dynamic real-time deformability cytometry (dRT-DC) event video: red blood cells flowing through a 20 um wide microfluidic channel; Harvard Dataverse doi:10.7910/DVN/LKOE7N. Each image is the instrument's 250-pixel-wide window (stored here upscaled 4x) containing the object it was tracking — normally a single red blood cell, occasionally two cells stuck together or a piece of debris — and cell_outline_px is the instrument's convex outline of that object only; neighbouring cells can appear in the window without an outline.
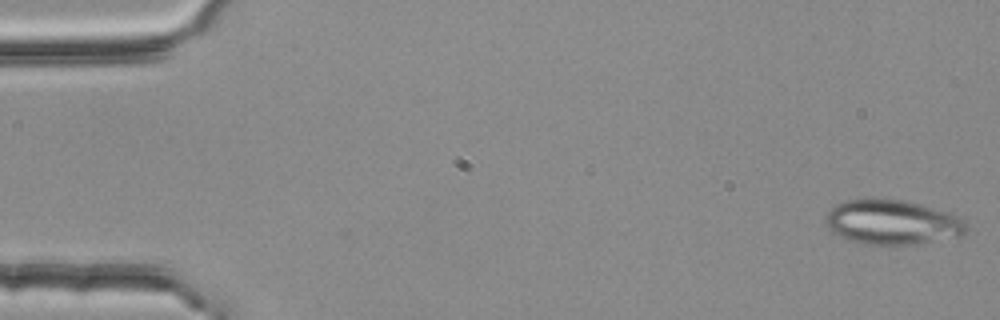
{"species": "common noctule bat (a hibernating species)", "species_latin": "Nyctalus noctula", "temperature_condition": "room temperature", "stored_images_in_passage": 2, "camera_frame_rate_fps": 3000, "um_per_image_px": 0.085, "animal": {"sex": "female", "body_mass_g": 25.1}, "frame": {"image": 1, "passage_image": 2, "time_ms": 0.333, "image_size_px": [1000, 320], "cell_outline_px": [[968, 232], [964, 236], [916, 244], [860, 244], [840, 236], [832, 232], [828, 228], [824, 220], [828, 212], [836, 204], [844, 200], [904, 200], [920, 204], [960, 216], [968, 224]], "centroid_in_image_um": [75.89, 18.91], "position_along_channel_um": 9.1, "area_um2": 36.65}}